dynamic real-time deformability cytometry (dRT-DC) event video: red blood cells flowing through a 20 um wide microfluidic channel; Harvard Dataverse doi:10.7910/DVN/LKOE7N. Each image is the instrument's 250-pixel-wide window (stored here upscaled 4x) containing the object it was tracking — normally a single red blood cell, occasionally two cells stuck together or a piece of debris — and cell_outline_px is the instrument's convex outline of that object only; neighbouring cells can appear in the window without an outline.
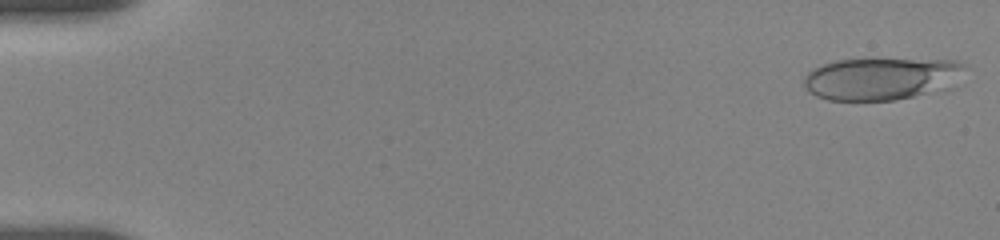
{"species": "human", "species_latin": "Homo sapiens", "temperature_condition": "room temperature", "stored_images_in_passage": 53, "camera_frame_rate_fps": 3000, "um_per_image_px": 0.085, "donor": {"sex": "female"}, "frame": {"image": 1, "passage_image": 1, "time_ms": 0.0, "image_size_px": [1000, 240], "cell_outline_px": [[968, 68], [924, 92], [912, 96], [896, 100], [828, 100], [816, 96], [804, 84], [804, 76], [812, 68], [820, 64], [836, 60], [956, 60], [964, 64]], "centroid_in_image_um": [74.67, 6.66], "position_along_channel_um": 10.3, "area_um2": 37.69}}
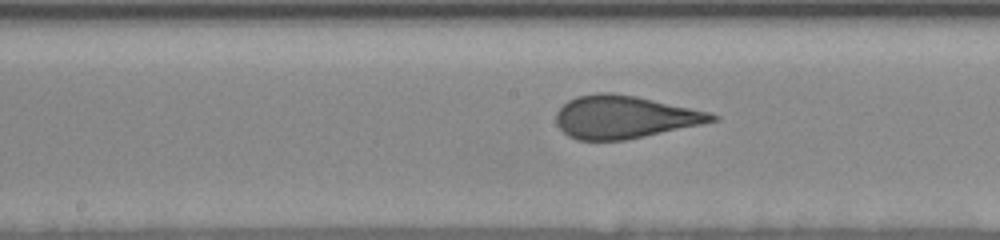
{"frame": {"image": 2, "passage_image": 27, "time_ms": 9.0, "image_size_px": [1000, 240], "cell_outline_px": [[720, 120], [644, 136], [624, 140], [576, 140], [568, 136], [556, 124], [556, 112], [568, 100], [576, 96], [596, 92], [612, 92], [636, 96], [712, 112], [720, 116]], "centroid_in_image_um": [53.08, 9.93], "position_along_channel_um": 195.1, "area_um2": 38.96}}
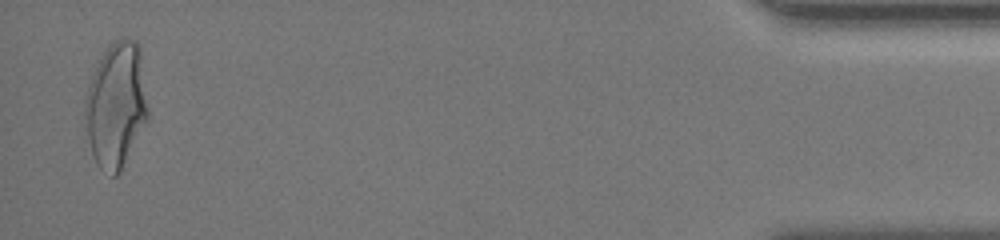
{"frame": {"image": 3, "passage_image": 52, "time_ms": 17.333, "image_size_px": [1000, 240], "cell_outline_px": [[148, 120], [120, 172], [116, 176], [112, 176], [100, 168], [96, 164], [92, 156], [88, 136], [84, 104], [84, 100], [92, 76], [108, 44], [120, 36], [124, 36], [136, 40], [140, 44], [148, 108]], "centroid_in_image_um": [9.9, 8.9], "position_along_channel_um": 425.3, "area_um2": 46.24}, "authors_computed_cell_mechanics": {"area_um2": 39.4196, "velocity_mm_per_s": 3.6825, "shape_relaxation_time_tau1_ms": 7.5256, "shape_relaxation_time_tau2_ms": null, "deformation_change_tau1": 0.2146, "deformation_change_tau2": null}}